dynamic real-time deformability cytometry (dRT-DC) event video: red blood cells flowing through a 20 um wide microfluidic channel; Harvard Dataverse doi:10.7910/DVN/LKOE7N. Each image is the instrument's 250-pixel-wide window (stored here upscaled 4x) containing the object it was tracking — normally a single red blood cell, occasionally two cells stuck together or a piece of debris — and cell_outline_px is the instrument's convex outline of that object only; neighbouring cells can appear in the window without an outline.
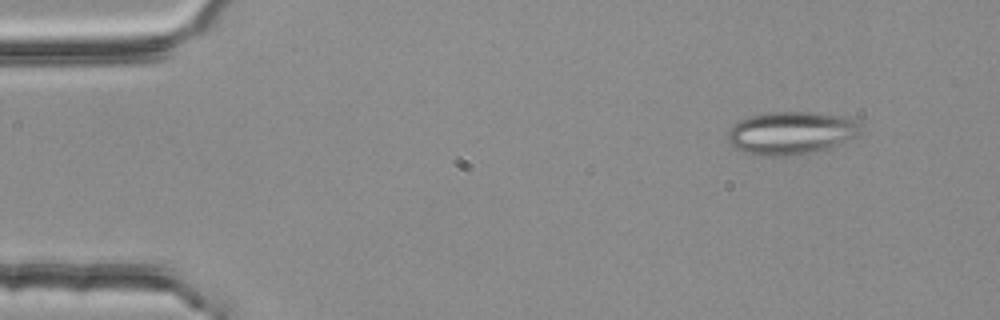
{"species": "common noctule bat (a hibernating species)", "species_latin": "Nyctalus noctula", "temperature_condition": "room temperature", "stored_images_in_passage": 5, "segment_of_instrument_passage": [2, 2], "camera_frame_rate_fps": 3000, "um_per_image_px": 0.085, "animal": {"sex": "female", "body_mass_g": 25.1}, "frame": {"image": 1, "passage_image": 5, "time_ms": 1.333, "image_size_px": [1000, 320], "cell_outline_px": [[864, 132], [860, 136], [828, 148], [816, 152], [796, 156], [764, 156], [744, 152], [736, 148], [728, 140], [728, 132], [732, 124], [740, 120], [752, 116], [768, 112], [816, 112], [844, 116], [860, 120]], "centroid_in_image_um": [67.34, 11.3], "position_along_channel_um": 17.7, "area_um2": 33.93}}